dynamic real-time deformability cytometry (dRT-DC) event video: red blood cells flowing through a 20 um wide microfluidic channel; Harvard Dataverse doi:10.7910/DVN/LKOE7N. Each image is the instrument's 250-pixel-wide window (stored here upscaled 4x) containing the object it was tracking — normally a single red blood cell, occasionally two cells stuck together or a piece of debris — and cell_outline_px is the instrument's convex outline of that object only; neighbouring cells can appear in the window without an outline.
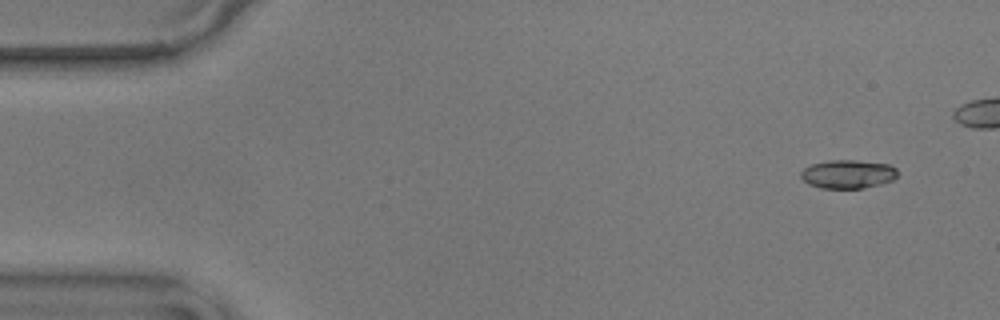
{"species": "common noctule bat (a hibernating species)", "species_latin": "Nyctalus noctula", "temperature_condition": "warm", "stored_images_in_passage": 46, "camera_frame_rate_fps": 3000, "um_per_image_px": 0.085, "animal": {"sex": "male", "body_mass_g": 17.9}, "frame": {"image": 1, "passage_image": 1, "time_ms": 0.0, "image_size_px": [1000, 320], "cell_outline_px": [[896, 176], [892, 180], [880, 184], [864, 188], [820, 188], [808, 184], [800, 176], [800, 172], [804, 168], [812, 164], [828, 160], [856, 160], [888, 164], [896, 168]], "centroid_in_image_um": [72.04, 14.8], "position_along_channel_um": 13.0, "area_um2": 16.07}}
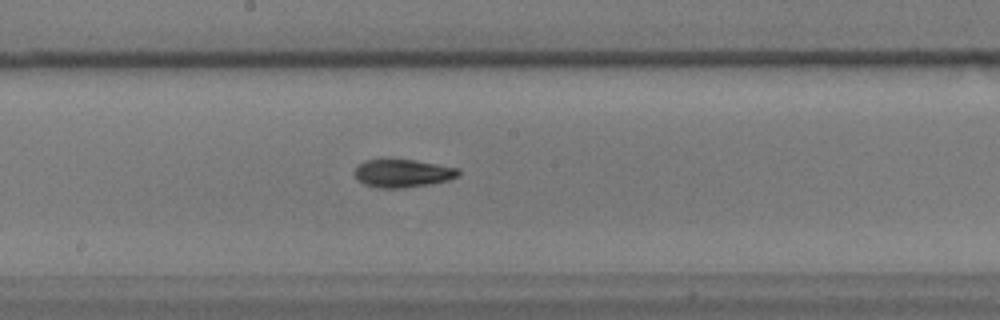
{"frame": {"image": 2, "passage_image": 27, "time_ms": 8.667, "image_size_px": [1000, 320], "cell_outline_px": [[460, 172], [456, 176], [448, 180], [428, 184], [404, 188], [376, 188], [364, 184], [352, 172], [364, 160], [380, 156], [416, 160], [460, 168]], "centroid_in_image_um": [34.17, 14.68], "position_along_channel_um": 214.0, "area_um2": 17.57}}
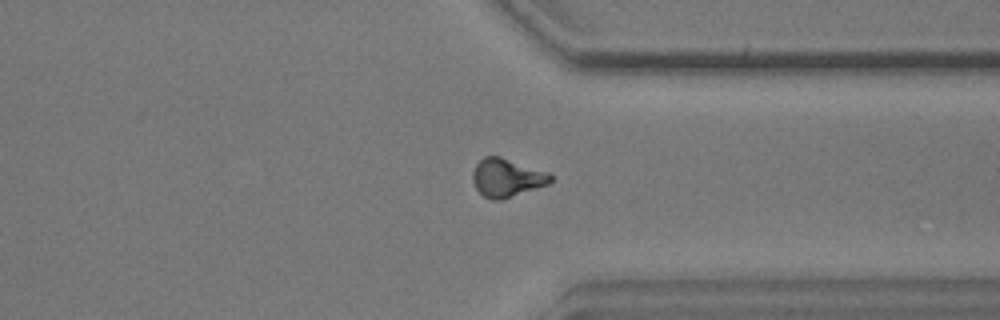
{"frame": {"image": 3, "passage_image": 40, "time_ms": 13.0, "image_size_px": [1000, 320], "cell_outline_px": [[552, 180], [548, 184], [500, 200], [492, 200], [484, 196], [476, 188], [472, 180], [472, 172], [476, 164], [484, 156], [500, 156], [548, 172], [552, 176]], "centroid_in_image_um": [43.06, 15.1], "position_along_channel_um": 368.3, "area_um2": 17.22}}